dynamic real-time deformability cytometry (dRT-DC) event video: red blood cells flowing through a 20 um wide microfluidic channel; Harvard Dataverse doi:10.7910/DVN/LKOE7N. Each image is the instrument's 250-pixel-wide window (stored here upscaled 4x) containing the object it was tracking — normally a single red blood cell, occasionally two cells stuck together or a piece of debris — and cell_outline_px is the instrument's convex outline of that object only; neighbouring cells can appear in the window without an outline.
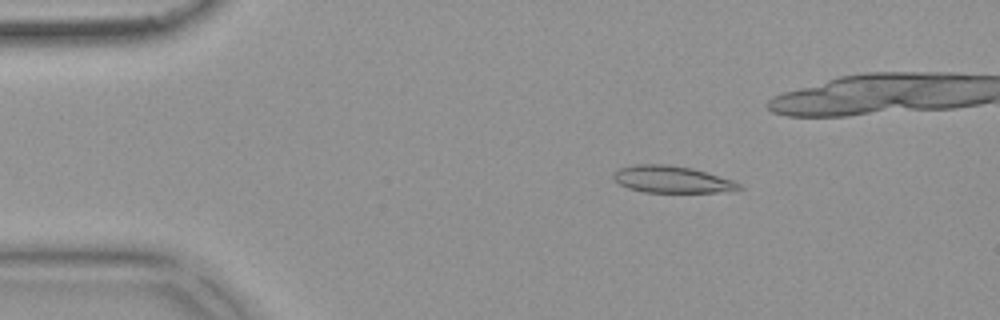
{"species": "common noctule bat (a hibernating species)", "species_latin": "Nyctalus noctula", "temperature_condition": "warm", "stored_images_in_passage": 53, "camera_frame_rate_fps": 3000, "um_per_image_px": 0.085, "animal": {"sex": "female", "body_mass_g": 18.4}, "frame": {"image": 1, "passage_image": 9, "time_ms": 2.667, "image_size_px": [1000, 320], "cell_outline_px": [[744, 188], [720, 192], [644, 192], [628, 188], [620, 184], [612, 176], [612, 172], [616, 168], [636, 164], [664, 164], [692, 168], [732, 180], [740, 184]], "centroid_in_image_um": [57.05, 15.24], "position_along_channel_um": 27.9, "area_um2": 19.65}}
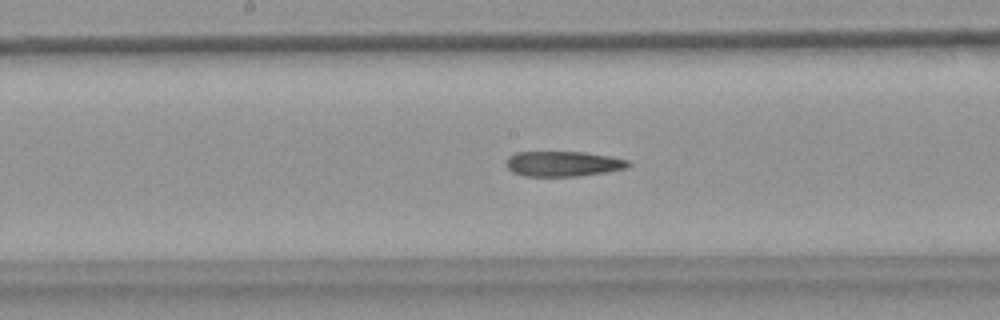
{"frame": {"image": 2, "passage_image": 27, "time_ms": 8.667, "image_size_px": [1000, 320], "cell_outline_px": [[632, 164], [628, 168], [608, 172], [576, 176], [524, 176], [512, 172], [508, 168], [504, 160], [508, 156], [516, 152], [584, 152], [612, 156], [628, 160]], "centroid_in_image_um": [47.88, 13.92], "position_along_channel_um": 200.3, "area_um2": 18.21}}
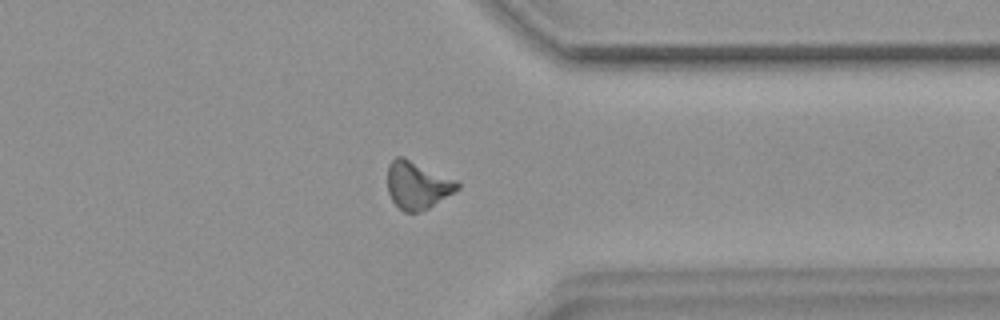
{"frame": {"image": 3, "passage_image": 41, "time_ms": 13.333, "image_size_px": [1000, 320], "cell_outline_px": [[460, 188], [428, 208], [420, 212], [404, 212], [392, 200], [388, 192], [388, 164], [396, 156], [400, 156], [456, 180], [460, 184]], "centroid_in_image_um": [35.46, 15.75], "position_along_channel_um": 375.9, "area_um2": 18.96}}